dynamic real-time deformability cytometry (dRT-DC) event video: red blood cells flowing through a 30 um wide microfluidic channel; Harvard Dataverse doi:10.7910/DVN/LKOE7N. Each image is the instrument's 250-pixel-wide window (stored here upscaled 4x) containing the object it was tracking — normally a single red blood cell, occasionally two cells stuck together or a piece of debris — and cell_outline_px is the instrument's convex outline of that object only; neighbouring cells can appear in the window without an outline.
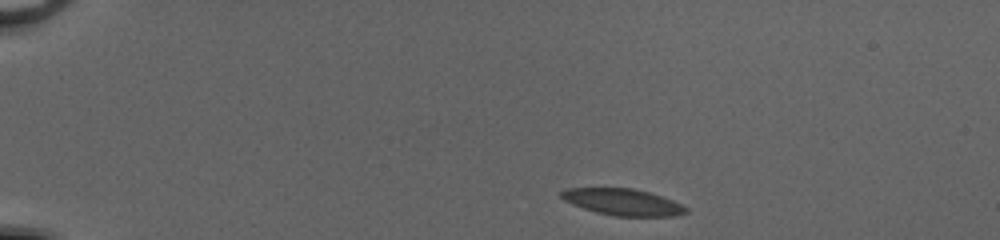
{"species": "common noctule bat (a hibernating species)", "species_latin": "Nyctalus noctula", "temperature_condition": "cold", "stored_images_in_passage": 44, "camera_frame_rate_fps": 3000, "um_per_image_px": 0.085, "animal": {"sex": "female", "body_mass_g": 20.0, "forearm_length_mm": 54.0}, "frame": {"image": 1, "passage_image": 1, "time_ms": 0.0, "image_size_px": [1000, 240], "cell_outline_px": [[688, 212], [676, 216], [616, 216], [596, 212], [584, 208], [564, 200], [560, 196], [560, 192], [568, 188], [632, 188], [648, 192], [672, 200], [688, 208]], "centroid_in_image_um": [52.95, 17.17], "position_along_channel_um": 32.0, "area_um2": 19.07}}
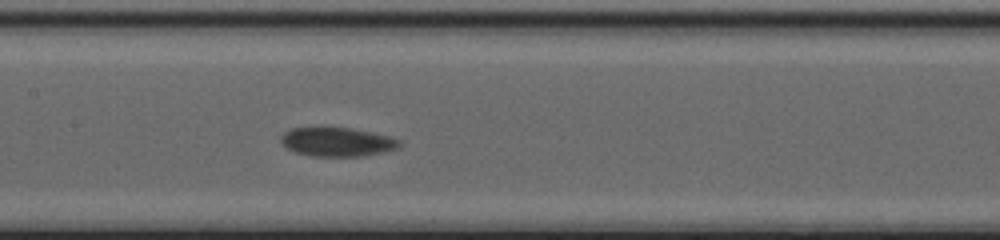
{"frame": {"image": 2, "passage_image": 19, "time_ms": 6.0, "image_size_px": [1000, 240], "cell_outline_px": [[404, 144], [400, 148], [384, 152], [364, 156], [312, 156], [296, 152], [288, 148], [280, 140], [280, 136], [284, 132], [292, 128], [352, 128], [392, 136], [400, 140]], "centroid_in_image_um": [28.75, 12.06], "position_along_channel_um": 178.7, "area_um2": 20.11}}
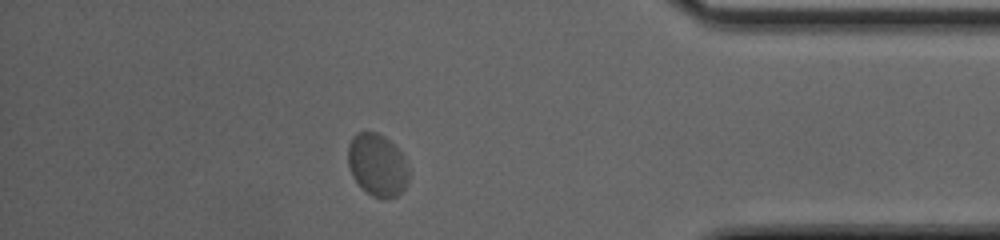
{"frame": {"image": 3, "passage_image": 38, "time_ms": 12.333, "image_size_px": [1000, 240], "cell_outline_px": [[408, 180], [404, 188], [396, 196], [384, 200], [380, 200], [372, 196], [352, 176], [348, 164], [348, 144], [352, 136], [356, 132], [376, 132], [384, 136], [404, 156], [408, 168]], "centroid_in_image_um": [32.06, 14.02], "position_along_channel_um": 403.1, "area_um2": 22.08}, "authors_computed_cell_mechanics": {"area_um2": 21.0681, "velocity_mm_per_s": 3.954, "shape_relaxation_time_tau1_ms": 9.5487, "shape_relaxation_time_tau2_ms": 0.7071, "deformation_change_tau1": 0.1867, "deformation_change_tau2": 0.0237}}